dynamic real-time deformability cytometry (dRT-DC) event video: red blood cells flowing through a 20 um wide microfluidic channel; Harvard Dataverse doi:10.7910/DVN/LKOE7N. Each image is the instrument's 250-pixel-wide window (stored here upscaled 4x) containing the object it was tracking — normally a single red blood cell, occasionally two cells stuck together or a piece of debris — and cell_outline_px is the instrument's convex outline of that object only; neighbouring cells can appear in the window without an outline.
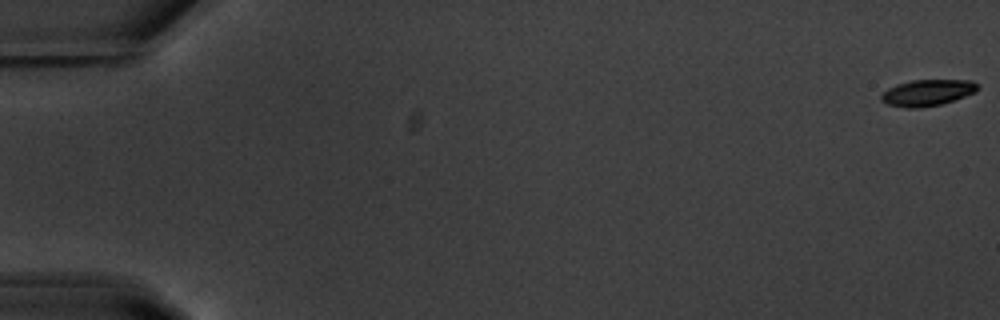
{"species": "common noctule bat (a hibernating species)", "species_latin": "Nyctalus noctula", "temperature_condition": "warm", "stored_images_in_passage": 15, "camera_frame_rate_fps": 3000, "um_per_image_px": 0.085, "animal": {"sex": "male", "body_mass_g": 20.1, "forearm_length_mm": 53.5}, "frame": {"image": 1, "passage_image": 1, "time_ms": 0.0, "image_size_px": [1000, 320], "cell_outline_px": [[980, 88], [976, 92], [940, 104], [916, 108], [908, 108], [888, 104], [880, 100], [880, 96], [888, 88], [896, 84], [912, 80], [972, 80]], "centroid_in_image_um": [78.82, 7.86], "position_along_channel_um": 6.2, "area_um2": 14.62}}